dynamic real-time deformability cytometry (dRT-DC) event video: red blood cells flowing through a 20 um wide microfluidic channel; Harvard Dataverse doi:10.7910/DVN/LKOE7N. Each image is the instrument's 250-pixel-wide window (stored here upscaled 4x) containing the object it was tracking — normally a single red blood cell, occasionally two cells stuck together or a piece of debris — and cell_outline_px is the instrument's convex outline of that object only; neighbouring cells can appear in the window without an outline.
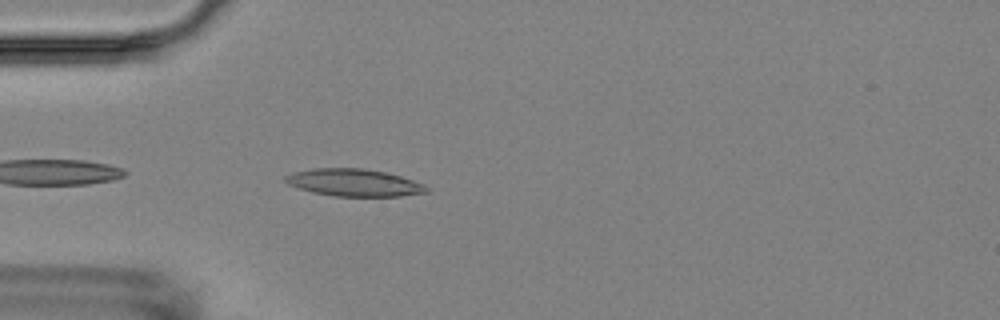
{"species": "Egyptian fruit bat (a non-hibernating species)", "species_latin": "Rousettus aegyptiacus", "temperature_condition": "room temperature", "stored_images_in_passage": 3, "camera_frame_rate_fps": 3000, "um_per_image_px": 0.085, "animal": {"sex": "female"}, "frame": {"image": 1, "passage_image": 3, "time_ms": 2.333, "image_size_px": [1000, 320], "cell_outline_px": [[428, 192], [400, 196], [336, 196], [312, 192], [288, 184], [284, 180], [284, 176], [292, 172], [312, 168], [364, 168], [384, 172], [400, 176], [424, 184], [428, 188]], "centroid_in_image_um": [30.07, 15.51], "position_along_channel_um": 54.9, "area_um2": 22.37}}